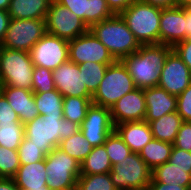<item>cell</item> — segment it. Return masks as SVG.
<instances>
[{
    "label": "cell",
    "mask_w": 191,
    "mask_h": 190,
    "mask_svg": "<svg viewBox=\"0 0 191 190\" xmlns=\"http://www.w3.org/2000/svg\"><path fill=\"white\" fill-rule=\"evenodd\" d=\"M144 96L146 102L145 122L150 123L177 110V96L169 94L158 86L144 89Z\"/></svg>",
    "instance_id": "20"
},
{
    "label": "cell",
    "mask_w": 191,
    "mask_h": 190,
    "mask_svg": "<svg viewBox=\"0 0 191 190\" xmlns=\"http://www.w3.org/2000/svg\"><path fill=\"white\" fill-rule=\"evenodd\" d=\"M176 6L178 7L191 6V0H176Z\"/></svg>",
    "instance_id": "49"
},
{
    "label": "cell",
    "mask_w": 191,
    "mask_h": 190,
    "mask_svg": "<svg viewBox=\"0 0 191 190\" xmlns=\"http://www.w3.org/2000/svg\"><path fill=\"white\" fill-rule=\"evenodd\" d=\"M111 170L112 164L104 145L93 147L92 151L80 164V174H102L109 173Z\"/></svg>",
    "instance_id": "27"
},
{
    "label": "cell",
    "mask_w": 191,
    "mask_h": 190,
    "mask_svg": "<svg viewBox=\"0 0 191 190\" xmlns=\"http://www.w3.org/2000/svg\"><path fill=\"white\" fill-rule=\"evenodd\" d=\"M173 146L191 152V122L182 123Z\"/></svg>",
    "instance_id": "39"
},
{
    "label": "cell",
    "mask_w": 191,
    "mask_h": 190,
    "mask_svg": "<svg viewBox=\"0 0 191 190\" xmlns=\"http://www.w3.org/2000/svg\"><path fill=\"white\" fill-rule=\"evenodd\" d=\"M159 44L173 47L184 40L185 7H171L161 10Z\"/></svg>",
    "instance_id": "17"
},
{
    "label": "cell",
    "mask_w": 191,
    "mask_h": 190,
    "mask_svg": "<svg viewBox=\"0 0 191 190\" xmlns=\"http://www.w3.org/2000/svg\"><path fill=\"white\" fill-rule=\"evenodd\" d=\"M89 30L105 45L115 60L131 55L141 46L120 15L114 14L95 23Z\"/></svg>",
    "instance_id": "3"
},
{
    "label": "cell",
    "mask_w": 191,
    "mask_h": 190,
    "mask_svg": "<svg viewBox=\"0 0 191 190\" xmlns=\"http://www.w3.org/2000/svg\"><path fill=\"white\" fill-rule=\"evenodd\" d=\"M58 148L73 157L80 164L93 149L80 130L71 137L62 140Z\"/></svg>",
    "instance_id": "31"
},
{
    "label": "cell",
    "mask_w": 191,
    "mask_h": 190,
    "mask_svg": "<svg viewBox=\"0 0 191 190\" xmlns=\"http://www.w3.org/2000/svg\"><path fill=\"white\" fill-rule=\"evenodd\" d=\"M24 136V124L20 120L0 121V146L18 150Z\"/></svg>",
    "instance_id": "30"
},
{
    "label": "cell",
    "mask_w": 191,
    "mask_h": 190,
    "mask_svg": "<svg viewBox=\"0 0 191 190\" xmlns=\"http://www.w3.org/2000/svg\"><path fill=\"white\" fill-rule=\"evenodd\" d=\"M150 182L180 185L191 190V168L175 167L174 164L166 162L152 171Z\"/></svg>",
    "instance_id": "24"
},
{
    "label": "cell",
    "mask_w": 191,
    "mask_h": 190,
    "mask_svg": "<svg viewBox=\"0 0 191 190\" xmlns=\"http://www.w3.org/2000/svg\"><path fill=\"white\" fill-rule=\"evenodd\" d=\"M20 120L18 114L9 105L6 97L0 92V121Z\"/></svg>",
    "instance_id": "42"
},
{
    "label": "cell",
    "mask_w": 191,
    "mask_h": 190,
    "mask_svg": "<svg viewBox=\"0 0 191 190\" xmlns=\"http://www.w3.org/2000/svg\"><path fill=\"white\" fill-rule=\"evenodd\" d=\"M172 49L191 70V38L178 42Z\"/></svg>",
    "instance_id": "41"
},
{
    "label": "cell",
    "mask_w": 191,
    "mask_h": 190,
    "mask_svg": "<svg viewBox=\"0 0 191 190\" xmlns=\"http://www.w3.org/2000/svg\"><path fill=\"white\" fill-rule=\"evenodd\" d=\"M191 84V70L172 49L165 59L158 87L178 96Z\"/></svg>",
    "instance_id": "14"
},
{
    "label": "cell",
    "mask_w": 191,
    "mask_h": 190,
    "mask_svg": "<svg viewBox=\"0 0 191 190\" xmlns=\"http://www.w3.org/2000/svg\"><path fill=\"white\" fill-rule=\"evenodd\" d=\"M46 183L50 190H76L80 163L55 147L45 157Z\"/></svg>",
    "instance_id": "7"
},
{
    "label": "cell",
    "mask_w": 191,
    "mask_h": 190,
    "mask_svg": "<svg viewBox=\"0 0 191 190\" xmlns=\"http://www.w3.org/2000/svg\"><path fill=\"white\" fill-rule=\"evenodd\" d=\"M114 129L110 109L93 103L80 124V131L92 147L103 145Z\"/></svg>",
    "instance_id": "13"
},
{
    "label": "cell",
    "mask_w": 191,
    "mask_h": 190,
    "mask_svg": "<svg viewBox=\"0 0 191 190\" xmlns=\"http://www.w3.org/2000/svg\"><path fill=\"white\" fill-rule=\"evenodd\" d=\"M0 92L6 97L9 105L25 124L40 116L34 100V92L13 86H0Z\"/></svg>",
    "instance_id": "19"
},
{
    "label": "cell",
    "mask_w": 191,
    "mask_h": 190,
    "mask_svg": "<svg viewBox=\"0 0 191 190\" xmlns=\"http://www.w3.org/2000/svg\"><path fill=\"white\" fill-rule=\"evenodd\" d=\"M148 190H188V189L180 185H171L160 182H150Z\"/></svg>",
    "instance_id": "45"
},
{
    "label": "cell",
    "mask_w": 191,
    "mask_h": 190,
    "mask_svg": "<svg viewBox=\"0 0 191 190\" xmlns=\"http://www.w3.org/2000/svg\"><path fill=\"white\" fill-rule=\"evenodd\" d=\"M103 145L106 148L112 166L118 164L119 161H123L132 153L131 149L115 130L107 137Z\"/></svg>",
    "instance_id": "34"
},
{
    "label": "cell",
    "mask_w": 191,
    "mask_h": 190,
    "mask_svg": "<svg viewBox=\"0 0 191 190\" xmlns=\"http://www.w3.org/2000/svg\"><path fill=\"white\" fill-rule=\"evenodd\" d=\"M76 190H117L109 173L86 175L80 174Z\"/></svg>",
    "instance_id": "33"
},
{
    "label": "cell",
    "mask_w": 191,
    "mask_h": 190,
    "mask_svg": "<svg viewBox=\"0 0 191 190\" xmlns=\"http://www.w3.org/2000/svg\"><path fill=\"white\" fill-rule=\"evenodd\" d=\"M69 60L80 65L85 62L114 63L116 60L105 45L88 30L81 36L68 41Z\"/></svg>",
    "instance_id": "11"
},
{
    "label": "cell",
    "mask_w": 191,
    "mask_h": 190,
    "mask_svg": "<svg viewBox=\"0 0 191 190\" xmlns=\"http://www.w3.org/2000/svg\"><path fill=\"white\" fill-rule=\"evenodd\" d=\"M45 159L26 165H20L13 180L19 190L43 189L46 183Z\"/></svg>",
    "instance_id": "22"
},
{
    "label": "cell",
    "mask_w": 191,
    "mask_h": 190,
    "mask_svg": "<svg viewBox=\"0 0 191 190\" xmlns=\"http://www.w3.org/2000/svg\"><path fill=\"white\" fill-rule=\"evenodd\" d=\"M46 33L45 19H10L0 47L30 52Z\"/></svg>",
    "instance_id": "9"
},
{
    "label": "cell",
    "mask_w": 191,
    "mask_h": 190,
    "mask_svg": "<svg viewBox=\"0 0 191 190\" xmlns=\"http://www.w3.org/2000/svg\"><path fill=\"white\" fill-rule=\"evenodd\" d=\"M139 0H106L111 12L120 15L126 8Z\"/></svg>",
    "instance_id": "43"
},
{
    "label": "cell",
    "mask_w": 191,
    "mask_h": 190,
    "mask_svg": "<svg viewBox=\"0 0 191 190\" xmlns=\"http://www.w3.org/2000/svg\"><path fill=\"white\" fill-rule=\"evenodd\" d=\"M18 155L20 165L39 162L44 160L46 157V154L40 149V147L31 144V141L25 136L21 142V145L18 147Z\"/></svg>",
    "instance_id": "37"
},
{
    "label": "cell",
    "mask_w": 191,
    "mask_h": 190,
    "mask_svg": "<svg viewBox=\"0 0 191 190\" xmlns=\"http://www.w3.org/2000/svg\"><path fill=\"white\" fill-rule=\"evenodd\" d=\"M63 98L57 89L49 92H34V100L40 116H63Z\"/></svg>",
    "instance_id": "28"
},
{
    "label": "cell",
    "mask_w": 191,
    "mask_h": 190,
    "mask_svg": "<svg viewBox=\"0 0 191 190\" xmlns=\"http://www.w3.org/2000/svg\"><path fill=\"white\" fill-rule=\"evenodd\" d=\"M134 153H139L154 137L150 124L143 121L124 122L114 129Z\"/></svg>",
    "instance_id": "21"
},
{
    "label": "cell",
    "mask_w": 191,
    "mask_h": 190,
    "mask_svg": "<svg viewBox=\"0 0 191 190\" xmlns=\"http://www.w3.org/2000/svg\"><path fill=\"white\" fill-rule=\"evenodd\" d=\"M11 0H0V10L8 11Z\"/></svg>",
    "instance_id": "50"
},
{
    "label": "cell",
    "mask_w": 191,
    "mask_h": 190,
    "mask_svg": "<svg viewBox=\"0 0 191 190\" xmlns=\"http://www.w3.org/2000/svg\"><path fill=\"white\" fill-rule=\"evenodd\" d=\"M0 190H19L13 178H0Z\"/></svg>",
    "instance_id": "48"
},
{
    "label": "cell",
    "mask_w": 191,
    "mask_h": 190,
    "mask_svg": "<svg viewBox=\"0 0 191 190\" xmlns=\"http://www.w3.org/2000/svg\"><path fill=\"white\" fill-rule=\"evenodd\" d=\"M34 66L55 70L69 60L68 41L46 33L30 51Z\"/></svg>",
    "instance_id": "12"
},
{
    "label": "cell",
    "mask_w": 191,
    "mask_h": 190,
    "mask_svg": "<svg viewBox=\"0 0 191 190\" xmlns=\"http://www.w3.org/2000/svg\"><path fill=\"white\" fill-rule=\"evenodd\" d=\"M161 10L139 0L126 8L120 16L141 45L159 44Z\"/></svg>",
    "instance_id": "4"
},
{
    "label": "cell",
    "mask_w": 191,
    "mask_h": 190,
    "mask_svg": "<svg viewBox=\"0 0 191 190\" xmlns=\"http://www.w3.org/2000/svg\"><path fill=\"white\" fill-rule=\"evenodd\" d=\"M110 113L114 126L124 122L143 121L146 116L144 89L136 88L126 93L116 101Z\"/></svg>",
    "instance_id": "15"
},
{
    "label": "cell",
    "mask_w": 191,
    "mask_h": 190,
    "mask_svg": "<svg viewBox=\"0 0 191 190\" xmlns=\"http://www.w3.org/2000/svg\"><path fill=\"white\" fill-rule=\"evenodd\" d=\"M109 175L117 190H148L152 170L139 153L132 152L126 159L113 165Z\"/></svg>",
    "instance_id": "8"
},
{
    "label": "cell",
    "mask_w": 191,
    "mask_h": 190,
    "mask_svg": "<svg viewBox=\"0 0 191 190\" xmlns=\"http://www.w3.org/2000/svg\"><path fill=\"white\" fill-rule=\"evenodd\" d=\"M33 71L30 52L0 47V86L31 90Z\"/></svg>",
    "instance_id": "5"
},
{
    "label": "cell",
    "mask_w": 191,
    "mask_h": 190,
    "mask_svg": "<svg viewBox=\"0 0 191 190\" xmlns=\"http://www.w3.org/2000/svg\"><path fill=\"white\" fill-rule=\"evenodd\" d=\"M185 122H191V84L177 96V110Z\"/></svg>",
    "instance_id": "38"
},
{
    "label": "cell",
    "mask_w": 191,
    "mask_h": 190,
    "mask_svg": "<svg viewBox=\"0 0 191 190\" xmlns=\"http://www.w3.org/2000/svg\"><path fill=\"white\" fill-rule=\"evenodd\" d=\"M191 38V6L185 7L184 40Z\"/></svg>",
    "instance_id": "47"
},
{
    "label": "cell",
    "mask_w": 191,
    "mask_h": 190,
    "mask_svg": "<svg viewBox=\"0 0 191 190\" xmlns=\"http://www.w3.org/2000/svg\"><path fill=\"white\" fill-rule=\"evenodd\" d=\"M19 167L18 150L0 146V178H13Z\"/></svg>",
    "instance_id": "35"
},
{
    "label": "cell",
    "mask_w": 191,
    "mask_h": 190,
    "mask_svg": "<svg viewBox=\"0 0 191 190\" xmlns=\"http://www.w3.org/2000/svg\"><path fill=\"white\" fill-rule=\"evenodd\" d=\"M74 12L90 28L93 24L112 17L106 0H55Z\"/></svg>",
    "instance_id": "18"
},
{
    "label": "cell",
    "mask_w": 191,
    "mask_h": 190,
    "mask_svg": "<svg viewBox=\"0 0 191 190\" xmlns=\"http://www.w3.org/2000/svg\"><path fill=\"white\" fill-rule=\"evenodd\" d=\"M80 130V125L63 116H38L24 124V135L47 155L59 143Z\"/></svg>",
    "instance_id": "2"
},
{
    "label": "cell",
    "mask_w": 191,
    "mask_h": 190,
    "mask_svg": "<svg viewBox=\"0 0 191 190\" xmlns=\"http://www.w3.org/2000/svg\"><path fill=\"white\" fill-rule=\"evenodd\" d=\"M183 122L177 112H171L151 121L149 124L155 139L173 144Z\"/></svg>",
    "instance_id": "25"
},
{
    "label": "cell",
    "mask_w": 191,
    "mask_h": 190,
    "mask_svg": "<svg viewBox=\"0 0 191 190\" xmlns=\"http://www.w3.org/2000/svg\"><path fill=\"white\" fill-rule=\"evenodd\" d=\"M173 144L153 138L139 152L140 157L153 171L156 167L168 162Z\"/></svg>",
    "instance_id": "26"
},
{
    "label": "cell",
    "mask_w": 191,
    "mask_h": 190,
    "mask_svg": "<svg viewBox=\"0 0 191 190\" xmlns=\"http://www.w3.org/2000/svg\"><path fill=\"white\" fill-rule=\"evenodd\" d=\"M172 47L164 44L141 45L120 61L133 78L136 88L146 89L159 84L161 70Z\"/></svg>",
    "instance_id": "1"
},
{
    "label": "cell",
    "mask_w": 191,
    "mask_h": 190,
    "mask_svg": "<svg viewBox=\"0 0 191 190\" xmlns=\"http://www.w3.org/2000/svg\"><path fill=\"white\" fill-rule=\"evenodd\" d=\"M30 190H50L48 186H43V189H30Z\"/></svg>",
    "instance_id": "51"
},
{
    "label": "cell",
    "mask_w": 191,
    "mask_h": 190,
    "mask_svg": "<svg viewBox=\"0 0 191 190\" xmlns=\"http://www.w3.org/2000/svg\"><path fill=\"white\" fill-rule=\"evenodd\" d=\"M141 1L162 9L176 7V0H141Z\"/></svg>",
    "instance_id": "46"
},
{
    "label": "cell",
    "mask_w": 191,
    "mask_h": 190,
    "mask_svg": "<svg viewBox=\"0 0 191 190\" xmlns=\"http://www.w3.org/2000/svg\"><path fill=\"white\" fill-rule=\"evenodd\" d=\"M56 89L53 79V71L47 68L34 66L32 75L33 92H49Z\"/></svg>",
    "instance_id": "36"
},
{
    "label": "cell",
    "mask_w": 191,
    "mask_h": 190,
    "mask_svg": "<svg viewBox=\"0 0 191 190\" xmlns=\"http://www.w3.org/2000/svg\"><path fill=\"white\" fill-rule=\"evenodd\" d=\"M47 33L70 41L86 33L89 28L74 12L51 1L46 18Z\"/></svg>",
    "instance_id": "10"
},
{
    "label": "cell",
    "mask_w": 191,
    "mask_h": 190,
    "mask_svg": "<svg viewBox=\"0 0 191 190\" xmlns=\"http://www.w3.org/2000/svg\"><path fill=\"white\" fill-rule=\"evenodd\" d=\"M10 19L8 11L0 10V45L4 40Z\"/></svg>",
    "instance_id": "44"
},
{
    "label": "cell",
    "mask_w": 191,
    "mask_h": 190,
    "mask_svg": "<svg viewBox=\"0 0 191 190\" xmlns=\"http://www.w3.org/2000/svg\"><path fill=\"white\" fill-rule=\"evenodd\" d=\"M136 89L133 78L120 60L108 65L103 79L95 93L92 103L111 109L112 106L126 93Z\"/></svg>",
    "instance_id": "6"
},
{
    "label": "cell",
    "mask_w": 191,
    "mask_h": 190,
    "mask_svg": "<svg viewBox=\"0 0 191 190\" xmlns=\"http://www.w3.org/2000/svg\"><path fill=\"white\" fill-rule=\"evenodd\" d=\"M53 79L56 89L63 97H92L86 85L83 84L79 65L70 60L53 70Z\"/></svg>",
    "instance_id": "16"
},
{
    "label": "cell",
    "mask_w": 191,
    "mask_h": 190,
    "mask_svg": "<svg viewBox=\"0 0 191 190\" xmlns=\"http://www.w3.org/2000/svg\"><path fill=\"white\" fill-rule=\"evenodd\" d=\"M168 162L175 167L191 168V152L173 146Z\"/></svg>",
    "instance_id": "40"
},
{
    "label": "cell",
    "mask_w": 191,
    "mask_h": 190,
    "mask_svg": "<svg viewBox=\"0 0 191 190\" xmlns=\"http://www.w3.org/2000/svg\"><path fill=\"white\" fill-rule=\"evenodd\" d=\"M92 104V97L68 96L63 98V118L81 124Z\"/></svg>",
    "instance_id": "29"
},
{
    "label": "cell",
    "mask_w": 191,
    "mask_h": 190,
    "mask_svg": "<svg viewBox=\"0 0 191 190\" xmlns=\"http://www.w3.org/2000/svg\"><path fill=\"white\" fill-rule=\"evenodd\" d=\"M111 64L113 63H96L87 61L79 65V71L82 72L83 84L86 85L87 90L92 95L100 85L108 65Z\"/></svg>",
    "instance_id": "32"
},
{
    "label": "cell",
    "mask_w": 191,
    "mask_h": 190,
    "mask_svg": "<svg viewBox=\"0 0 191 190\" xmlns=\"http://www.w3.org/2000/svg\"><path fill=\"white\" fill-rule=\"evenodd\" d=\"M52 0H11V19H45Z\"/></svg>",
    "instance_id": "23"
}]
</instances>
